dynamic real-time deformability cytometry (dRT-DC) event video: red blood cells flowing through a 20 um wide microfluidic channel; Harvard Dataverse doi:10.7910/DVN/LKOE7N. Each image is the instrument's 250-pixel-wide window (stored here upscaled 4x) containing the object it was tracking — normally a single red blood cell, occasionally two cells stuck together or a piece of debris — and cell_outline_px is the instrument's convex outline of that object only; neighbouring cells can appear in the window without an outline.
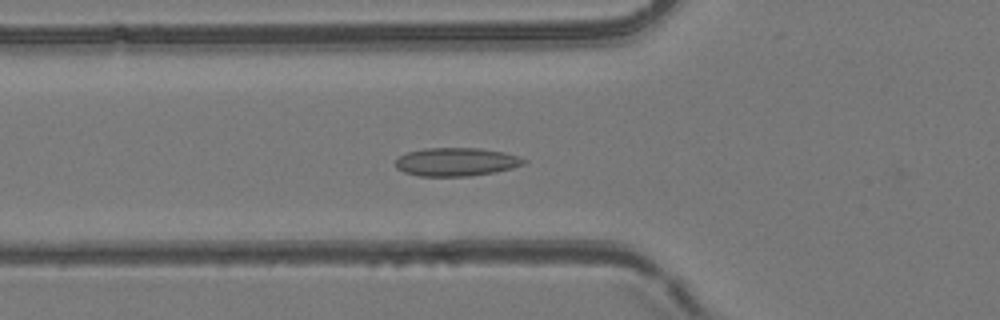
{"species": "common noctule bat (a hibernating species)", "species_latin": "Nyctalus noctula", "temperature_condition": "room temperature", "stored_images_in_passage": 54, "camera_frame_rate_fps": 3000, "um_per_image_px": 0.085, "animal": {"sex": "female", "body_mass_g": 24.6, "forearm_length_mm": 56.2}, "frame": {"image": 1, "passage_image": 20, "time_ms": 6.333, "image_size_px": [1000, 320], "cell_outline_px": [[528, 160], [524, 164], [512, 168], [496, 172], [468, 176], [420, 176], [404, 172], [396, 168], [396, 160], [400, 156], [408, 152], [424, 148], [480, 148], [504, 152]], "centroid_in_image_um": [38.79, 13.76], "position_along_channel_um": 87.0, "area_um2": 21.15}}
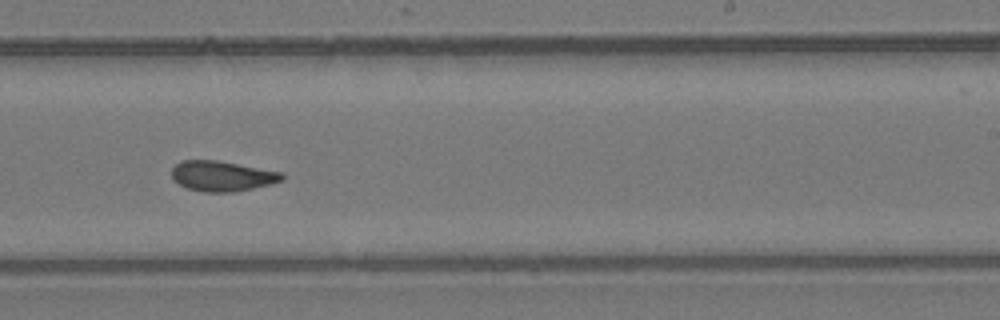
{"frame": {"image": 2, "passage_image": 34, "time_ms": 11.0, "image_size_px": [1000, 320], "cell_outline_px": [[284, 180], [272, 184], [232, 192], [204, 192], [188, 188], [172, 180], [172, 168], [180, 160], [216, 160], [284, 172]], "centroid_in_image_um": [18.9, 14.96], "position_along_channel_um": 270.1, "area_um2": 19.54}}
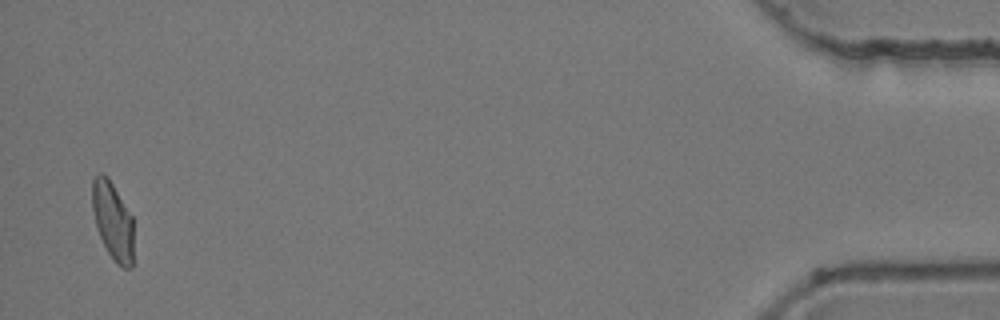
{"frame": {"image": 3, "passage_image": 53, "time_ms": 17.333, "image_size_px": [1000, 320], "cell_outline_px": [[132, 268], [120, 268], [116, 264], [108, 252], [100, 236], [96, 224], [92, 208], [92, 180], [100, 172], [108, 176], [132, 216]], "centroid_in_image_um": [9.58, 18.76], "position_along_channel_um": 425.6, "area_um2": 18.61}, "authors_computed_cell_mechanics": {"area_um2": 19.7098, "velocity_mm_per_s": 3.9052, "shape_relaxation_time_tau1_ms": null, "shape_relaxation_time_tau2_ms": 2.121, "deformation_change_tau1": null, "deformation_change_tau2": 0.0768}}